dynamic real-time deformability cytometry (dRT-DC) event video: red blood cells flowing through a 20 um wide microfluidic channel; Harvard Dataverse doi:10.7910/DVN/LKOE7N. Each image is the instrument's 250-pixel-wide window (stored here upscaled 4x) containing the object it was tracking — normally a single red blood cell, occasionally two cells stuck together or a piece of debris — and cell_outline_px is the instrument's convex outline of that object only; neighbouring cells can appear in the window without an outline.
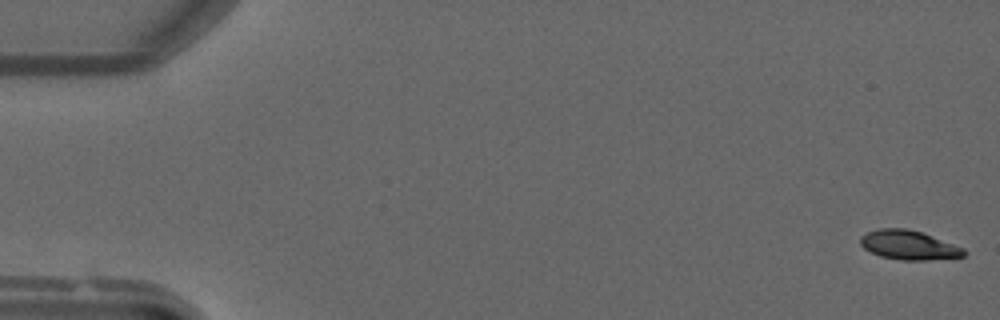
{"species": "common noctule bat (a hibernating species)", "species_latin": "Nyctalus noctula", "temperature_condition": "warm", "stored_images_in_passage": 50, "camera_frame_rate_fps": 3000, "um_per_image_px": 0.085, "animal": {"sex": "male", "forearm_length_mm": 52.5}, "frame": {"image": 1, "passage_image": 1, "time_ms": 0.0, "image_size_px": [1000, 320], "cell_outline_px": [[968, 252], [964, 256], [924, 260], [904, 260], [880, 256], [864, 248], [860, 244], [860, 236], [868, 232], [880, 228], [904, 228], [920, 232], [964, 248]], "centroid_in_image_um": [77.23, 20.83], "position_along_channel_um": 7.8, "area_um2": 17.34}}
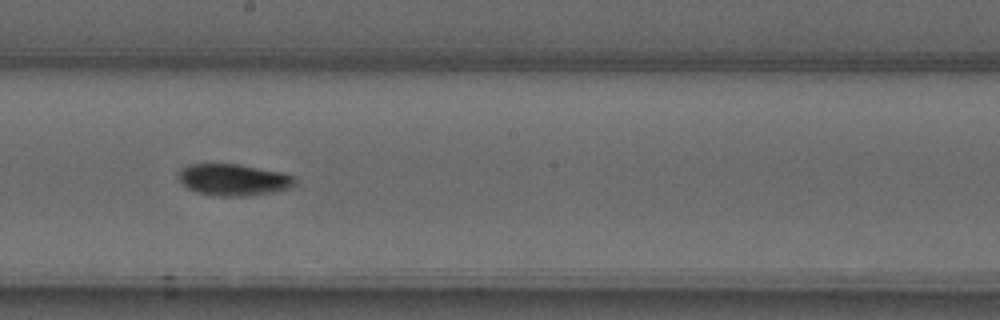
{"frame": {"image": 2, "passage_image": 28, "time_ms": 9.0, "image_size_px": [1000, 320], "cell_outline_px": [[296, 184], [292, 188], [272, 192], [248, 196], [212, 196], [196, 192], [188, 188], [176, 176], [176, 172], [184, 164], [240, 164], [284, 172], [296, 176]], "centroid_in_image_um": [19.85, 15.27], "position_along_channel_um": 228.3, "area_um2": 22.08}}
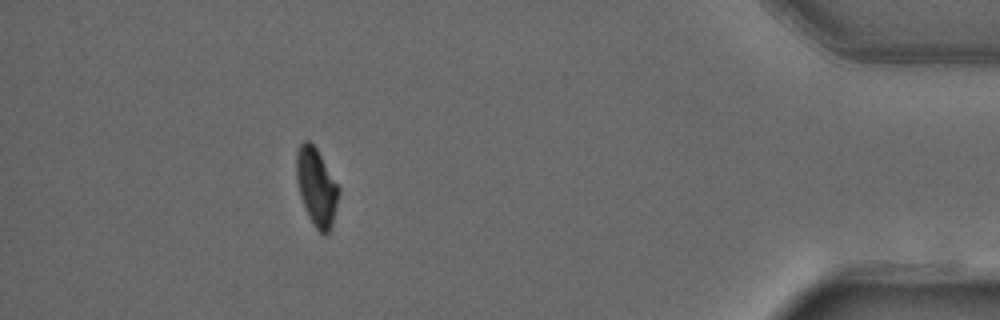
{"frame": {"image": 3, "passage_image": 45, "time_ms": 14.667, "image_size_px": [1000, 320], "cell_outline_px": [[340, 192], [332, 224], [328, 232], [324, 236], [312, 224], [304, 208], [300, 196], [296, 180], [296, 152], [300, 144], [304, 140], [308, 140], [316, 148], [340, 188]], "centroid_in_image_um": [26.89, 15.9], "position_along_channel_um": 408.3, "area_um2": 19.19}}